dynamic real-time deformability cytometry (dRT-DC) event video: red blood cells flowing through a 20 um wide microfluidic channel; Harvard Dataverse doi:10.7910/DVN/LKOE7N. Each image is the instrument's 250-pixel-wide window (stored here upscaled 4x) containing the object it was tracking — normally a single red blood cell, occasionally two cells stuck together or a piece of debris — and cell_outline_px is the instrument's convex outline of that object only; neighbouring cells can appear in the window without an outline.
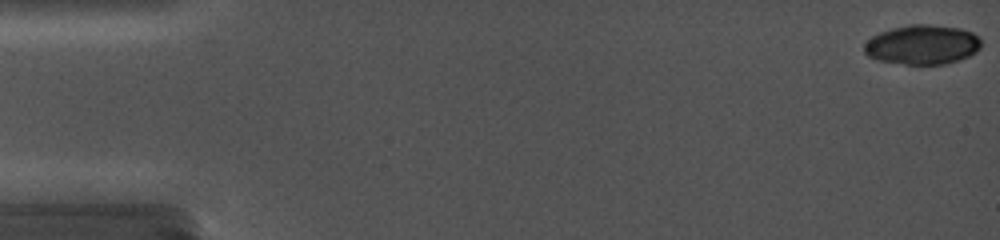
{"species": "common noctule bat (a hibernating species)", "species_latin": "Nyctalus noctula", "temperature_condition": "cold", "stored_images_in_passage": 11, "camera_frame_rate_fps": 5000, "um_per_image_px": 0.085, "animal": {"sex": "female", "body_mass_g": 19.0, "forearm_length_mm": 56.7}, "frame": {"image": 1, "passage_image": 1, "time_ms": 0.0, "image_size_px": [1000, 240], "cell_outline_px": [[980, 48], [976, 52], [960, 60], [944, 64], [904, 64], [876, 60], [868, 56], [864, 52], [864, 44], [872, 36], [880, 32], [892, 28], [912, 24], [928, 24], [960, 28], [972, 32], [980, 40]], "centroid_in_image_um": [78.38, 3.8], "position_along_channel_um": 6.6, "area_um2": 26.93}}